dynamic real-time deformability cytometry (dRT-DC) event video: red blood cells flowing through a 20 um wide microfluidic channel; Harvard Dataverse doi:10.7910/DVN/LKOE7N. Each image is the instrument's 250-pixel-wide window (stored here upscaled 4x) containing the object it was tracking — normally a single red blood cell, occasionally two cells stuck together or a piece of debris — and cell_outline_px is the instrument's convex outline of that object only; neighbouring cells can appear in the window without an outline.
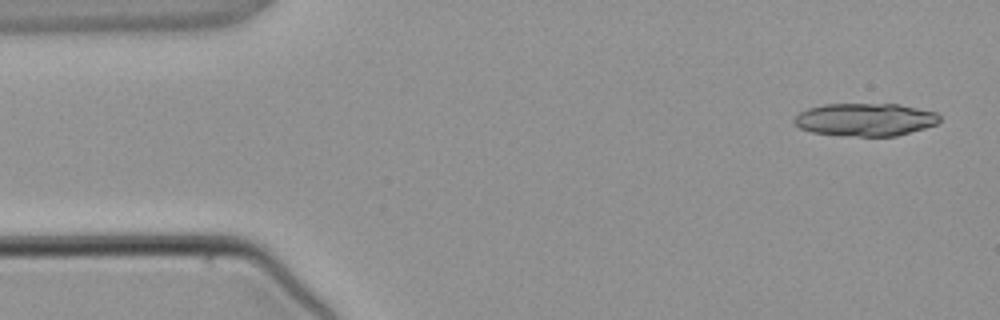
{"species": "common noctule bat (a hibernating species)", "species_latin": "Nyctalus noctula", "temperature_condition": "warm", "stored_images_in_passage": 4, "camera_frame_rate_fps": 3000, "um_per_image_px": 0.085, "animal": {"sex": "male", "body_mass_g": 21.5, "forearm_length_mm": 52.0}, "frame": {"image": 1, "passage_image": 4, "time_ms": 4.667, "image_size_px": [1000, 320], "cell_outline_px": [[940, 120], [936, 124], [924, 128], [896, 136], [844, 136], [812, 132], [800, 128], [792, 120], [800, 112], [808, 108], [824, 104], [900, 104], [936, 112], [940, 116]], "centroid_in_image_um": [73.54, 10.16], "position_along_channel_um": 11.5, "area_um2": 27.86}}